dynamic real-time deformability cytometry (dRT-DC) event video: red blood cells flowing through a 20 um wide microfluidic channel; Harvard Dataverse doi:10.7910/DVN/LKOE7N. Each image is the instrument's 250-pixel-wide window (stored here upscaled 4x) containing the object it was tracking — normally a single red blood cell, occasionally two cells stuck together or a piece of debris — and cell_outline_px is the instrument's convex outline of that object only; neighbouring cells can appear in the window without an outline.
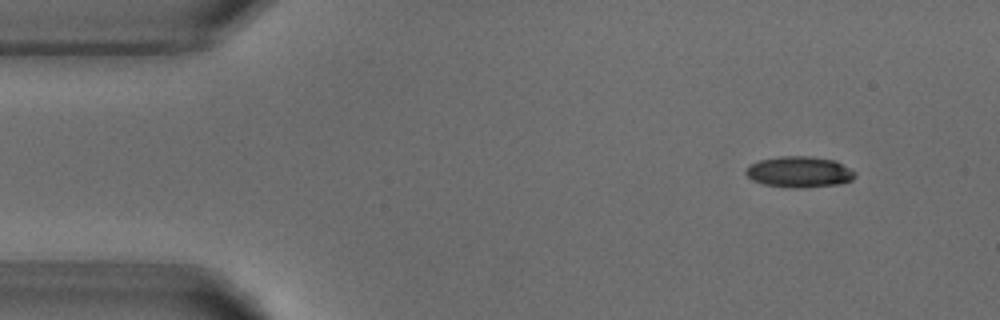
{"species": "common noctule bat (a hibernating species)", "species_latin": "Nyctalus noctula", "temperature_condition": "warm", "stored_images_in_passage": 5, "camera_frame_rate_fps": 3000, "um_per_image_px": 0.085, "animal": {"sex": "male", "body_mass_g": 18.8}, "frame": {"image": 1, "passage_image": 1, "time_ms": 0.0, "image_size_px": [1000, 320], "cell_outline_px": [[856, 176], [852, 180], [836, 184], [800, 188], [792, 188], [764, 184], [752, 180], [744, 172], [744, 168], [748, 164], [760, 160], [780, 156], [808, 156], [836, 160], [856, 172]], "centroid_in_image_um": [67.91, 14.6], "position_along_channel_um": 17.1, "area_um2": 19.83}}
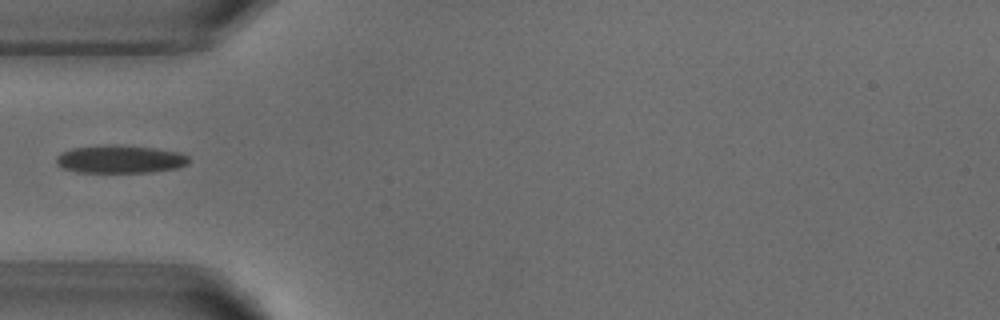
{"frame": {"image": 2, "passage_image": 4, "time_ms": 3.667, "image_size_px": [1000, 320], "cell_outline_px": [[188, 164], [176, 168], [152, 172], [76, 172], [64, 168], [56, 164], [56, 156], [60, 152], [72, 148], [108, 144], [116, 144], [156, 148], [180, 152], [188, 156]], "centroid_in_image_um": [10.19, 13.52], "position_along_channel_um": 74.8, "area_um2": 21.79}}